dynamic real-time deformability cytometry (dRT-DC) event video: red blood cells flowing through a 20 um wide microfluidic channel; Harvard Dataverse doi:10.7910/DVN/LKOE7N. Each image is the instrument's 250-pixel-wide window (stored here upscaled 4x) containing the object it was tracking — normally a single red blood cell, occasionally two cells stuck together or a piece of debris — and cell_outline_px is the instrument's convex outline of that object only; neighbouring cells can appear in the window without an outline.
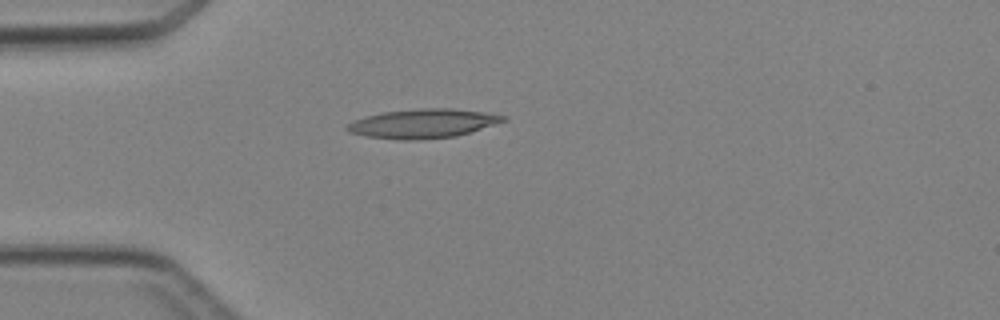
{"species": "Egyptian fruit bat (a non-hibernating species)", "species_latin": "Rousettus aegyptiacus", "temperature_condition": "cold", "stored_images_in_passage": 3, "camera_frame_rate_fps": 3000, "um_per_image_px": 0.085, "animal": {"sex": "female"}, "frame": {"image": 1, "passage_image": 3, "time_ms": 3.0, "image_size_px": [1000, 320], "cell_outline_px": [[508, 120], [456, 136], [420, 140], [400, 140], [364, 136], [348, 132], [344, 128], [352, 120], [384, 112], [420, 108], [452, 108], [484, 112], [508, 116]], "centroid_in_image_um": [35.94, 10.5], "position_along_channel_um": 49.1, "area_um2": 26.59}}